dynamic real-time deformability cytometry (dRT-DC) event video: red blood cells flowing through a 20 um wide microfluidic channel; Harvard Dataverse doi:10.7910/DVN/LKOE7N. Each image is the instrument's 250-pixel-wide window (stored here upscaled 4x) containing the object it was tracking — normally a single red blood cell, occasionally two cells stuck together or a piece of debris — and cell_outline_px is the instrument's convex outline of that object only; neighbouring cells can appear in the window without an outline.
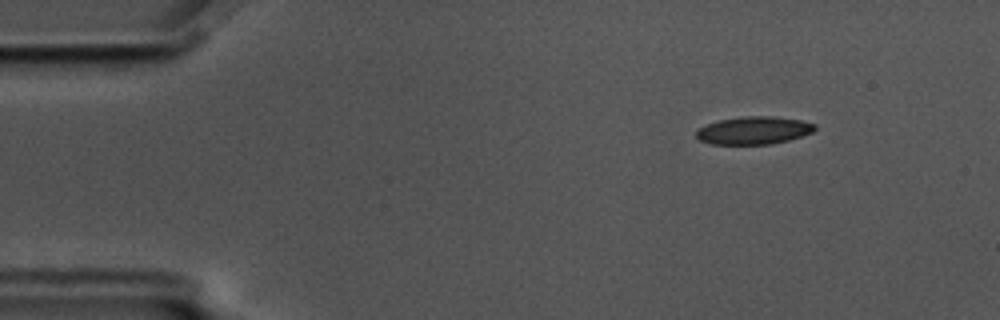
{"species": "common noctule bat (a hibernating species)", "species_latin": "Nyctalus noctula", "temperature_condition": "cold", "stored_images_in_passage": 57, "camera_frame_rate_fps": 3000, "um_per_image_px": 0.085, "animal": {"sex": "male", "body_mass_g": 17.5, "forearm_length_mm": 52.3}, "frame": {"image": 1, "passage_image": 7, "time_ms": 2.0, "image_size_px": [1000, 320], "cell_outline_px": [[816, 128], [812, 132], [788, 140], [772, 144], [712, 144], [700, 140], [696, 136], [696, 128], [720, 120], [740, 116], [772, 116], [800, 120], [816, 124]], "centroid_in_image_um": [64.05, 11.08], "position_along_channel_um": 20.9, "area_um2": 19.13}}
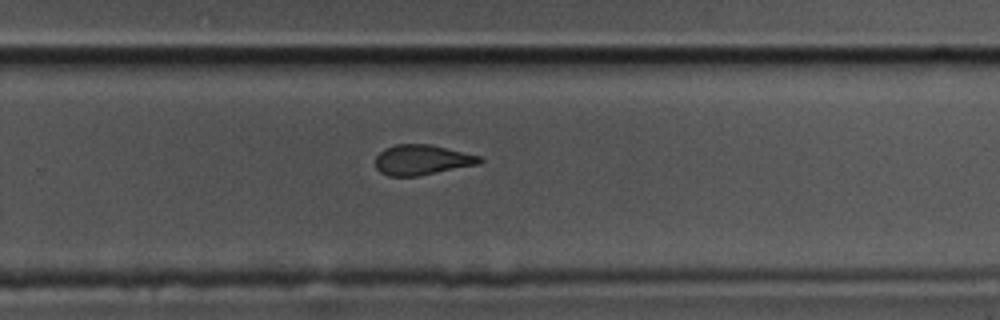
{"frame": {"image": 2, "passage_image": 37, "time_ms": 12.0, "image_size_px": [1000, 320], "cell_outline_px": [[484, 160], [480, 164], [416, 176], [388, 176], [380, 172], [376, 168], [376, 156], [384, 148], [396, 144], [432, 144], [480, 156]], "centroid_in_image_um": [35.87, 13.58], "position_along_channel_um": 293.9, "area_um2": 18.38}}
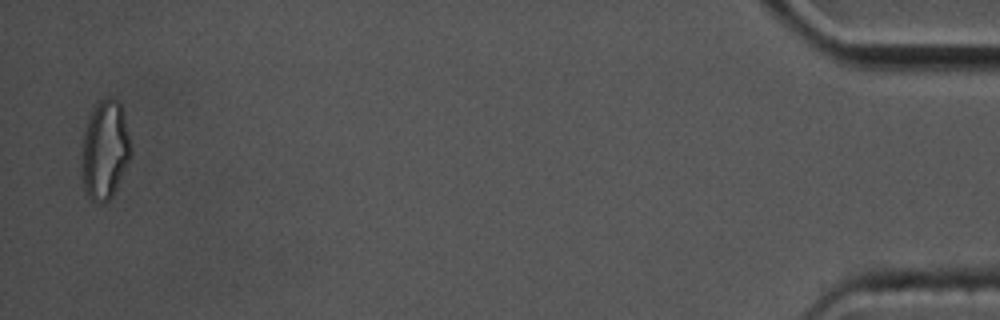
{"frame": {"image": 3, "passage_image": 56, "time_ms": 18.333, "image_size_px": [1000, 320], "cell_outline_px": [[132, 152], [116, 188], [112, 196], [104, 204], [92, 200], [84, 192], [80, 156], [84, 132], [88, 120], [96, 104], [100, 100], [116, 100], [120, 104], [124, 112]], "centroid_in_image_um": [8.89, 12.79], "position_along_channel_um": 426.3, "area_um2": 28.15}, "authors_computed_cell_mechanics": {"area_um2": 19.7676, "velocity_mm_per_s": 3.5067, "shape_relaxation_time_tau1_ms": 8.7737, "shape_relaxation_time_tau2_ms": 2.0208, "deformation_change_tau1": 0.18, "deformation_change_tau2": 0.0916}}